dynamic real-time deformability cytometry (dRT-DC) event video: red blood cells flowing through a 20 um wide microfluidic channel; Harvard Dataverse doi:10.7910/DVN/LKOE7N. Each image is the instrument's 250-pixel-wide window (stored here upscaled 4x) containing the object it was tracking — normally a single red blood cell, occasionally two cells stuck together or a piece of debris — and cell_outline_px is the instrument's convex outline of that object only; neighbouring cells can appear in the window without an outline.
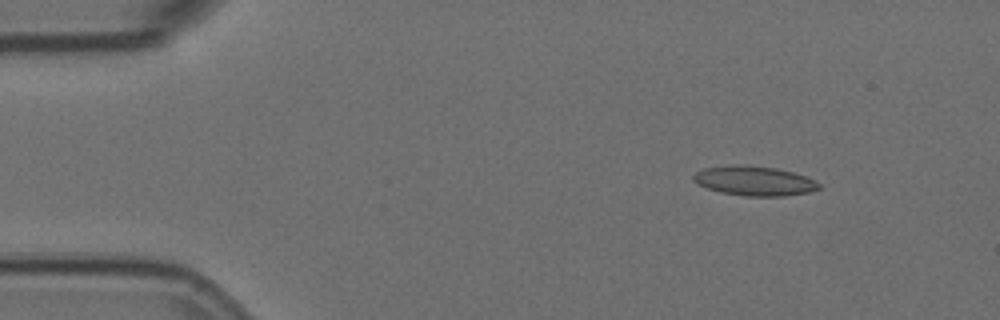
{"species": "Egyptian fruit bat (a non-hibernating species)", "species_latin": "Rousettus aegyptiacus", "temperature_condition": "room temperature", "stored_images_in_passage": 6, "camera_frame_rate_fps": 3000, "um_per_image_px": 0.085, "animal": {"sex": "female"}, "frame": {"image": 1, "passage_image": 2, "time_ms": 0.333, "image_size_px": [1000, 320], "cell_outline_px": [[820, 188], [808, 192], [784, 196], [748, 196], [720, 192], [696, 184], [692, 180], [692, 176], [696, 172], [704, 168], [736, 164], [776, 168], [792, 172], [816, 180], [820, 184]], "centroid_in_image_um": [64.09, 15.37], "position_along_channel_um": 20.9, "area_um2": 21.56}}
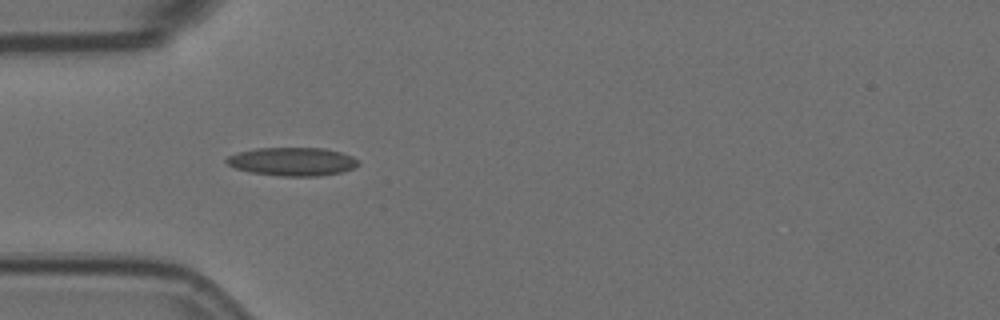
{"frame": {"image": 2, "passage_image": 5, "time_ms": 1.333, "image_size_px": [1000, 320], "cell_outline_px": [[360, 164], [352, 168], [340, 172], [320, 176], [276, 176], [252, 172], [236, 168], [228, 164], [224, 160], [228, 156], [240, 152], [256, 148], [324, 148], [340, 152], [352, 156]], "centroid_in_image_um": [24.85, 13.73], "position_along_channel_um": 60.2, "area_um2": 21.62}}
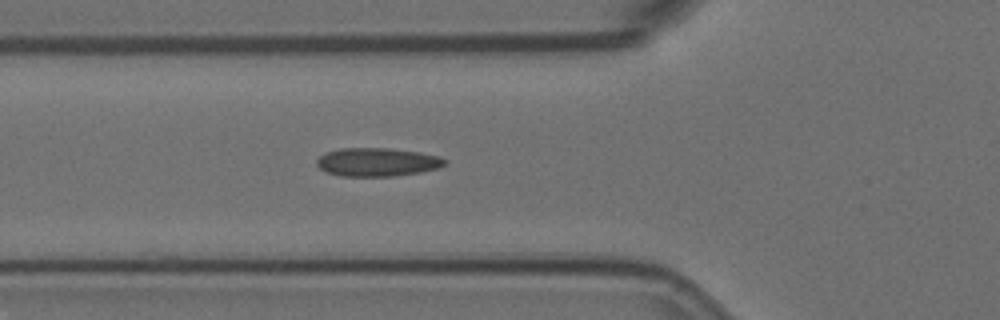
{"frame": {"image": 3, "passage_image": 6, "time_ms": 1.667, "image_size_px": [1000, 320], "cell_outline_px": [[448, 164], [440, 168], [420, 172], [396, 176], [340, 176], [328, 172], [320, 168], [316, 164], [316, 160], [320, 156], [328, 152], [340, 148], [388, 148], [420, 152], [440, 156], [448, 160]], "centroid_in_image_um": [32.13, 13.78], "position_along_channel_um": 93.7, "area_um2": 21.39}}